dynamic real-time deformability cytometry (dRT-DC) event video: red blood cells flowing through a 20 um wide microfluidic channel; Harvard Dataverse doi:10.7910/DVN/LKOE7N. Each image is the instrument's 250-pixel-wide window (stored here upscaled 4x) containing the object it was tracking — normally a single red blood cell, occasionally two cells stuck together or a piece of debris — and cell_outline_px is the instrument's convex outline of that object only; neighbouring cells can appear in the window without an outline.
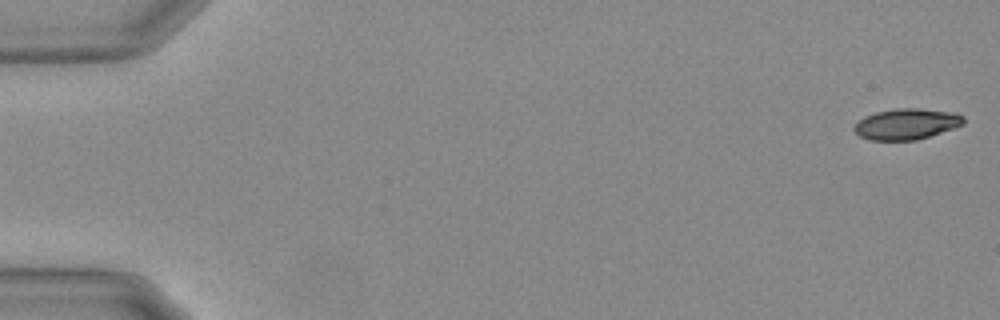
{"species": "Egyptian fruit bat (a non-hibernating species)", "species_latin": "Rousettus aegyptiacus", "temperature_condition": "warm", "stored_images_in_passage": 8, "camera_frame_rate_fps": 3000, "um_per_image_px": 0.085, "animal": {"sex": "female"}, "frame": {"image": 1, "passage_image": 1, "time_ms": 0.0, "image_size_px": [1000, 320], "cell_outline_px": [[964, 124], [916, 140], [868, 140], [860, 136], [852, 128], [864, 116], [876, 112], [896, 108], [920, 108], [956, 112], [964, 116]], "centroid_in_image_um": [77.05, 10.53], "position_along_channel_um": 7.9, "area_um2": 19.65}}